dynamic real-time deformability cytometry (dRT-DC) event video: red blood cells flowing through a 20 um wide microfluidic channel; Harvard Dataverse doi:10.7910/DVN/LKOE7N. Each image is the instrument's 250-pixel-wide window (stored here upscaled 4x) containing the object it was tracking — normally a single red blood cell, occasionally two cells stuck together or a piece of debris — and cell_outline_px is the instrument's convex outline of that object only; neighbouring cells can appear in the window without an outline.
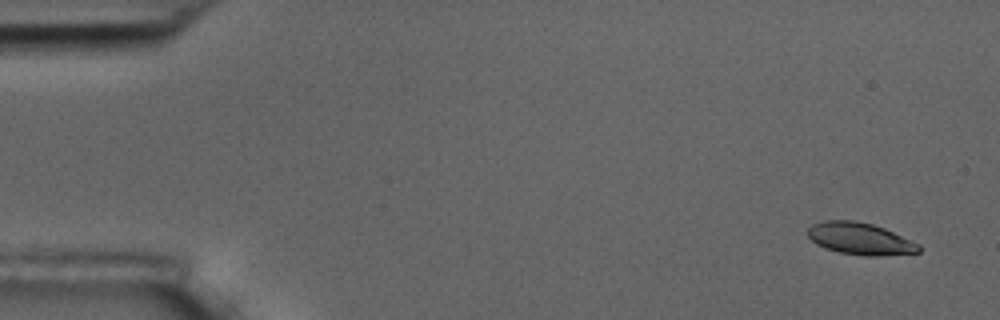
{"species": "common noctule bat (a hibernating species)", "species_latin": "Nyctalus noctula", "temperature_condition": "room temperature", "stored_images_in_passage": 6, "camera_frame_rate_fps": 3000, "um_per_image_px": 0.085, "animal": {"sex": "male", "body_mass_g": 17.5, "forearm_length_mm": 52.3}, "frame": {"image": 1, "passage_image": 1, "time_ms": 0.0, "image_size_px": [1000, 320], "cell_outline_px": [[920, 252], [880, 256], [864, 256], [840, 252], [816, 244], [808, 236], [808, 228], [812, 224], [824, 220], [856, 220], [872, 224], [884, 228], [920, 244]], "centroid_in_image_um": [73.11, 20.28], "position_along_channel_um": 11.9, "area_um2": 20.63}}
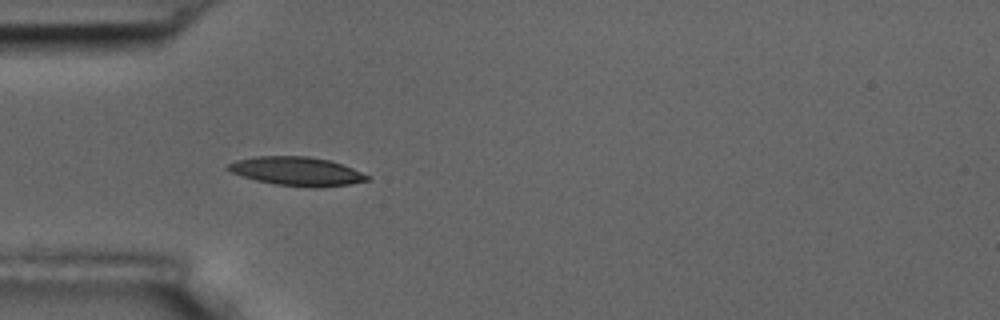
{"frame": {"image": 2, "passage_image": 5, "time_ms": 4.667, "image_size_px": [1000, 320], "cell_outline_px": [[372, 176], [368, 180], [348, 184], [320, 188], [316, 188], [276, 184], [256, 180], [232, 172], [224, 168], [228, 164], [236, 160], [256, 156], [304, 156], [328, 160], [352, 168]], "centroid_in_image_um": [25.23, 14.56], "position_along_channel_um": 59.8, "area_um2": 23.12}}